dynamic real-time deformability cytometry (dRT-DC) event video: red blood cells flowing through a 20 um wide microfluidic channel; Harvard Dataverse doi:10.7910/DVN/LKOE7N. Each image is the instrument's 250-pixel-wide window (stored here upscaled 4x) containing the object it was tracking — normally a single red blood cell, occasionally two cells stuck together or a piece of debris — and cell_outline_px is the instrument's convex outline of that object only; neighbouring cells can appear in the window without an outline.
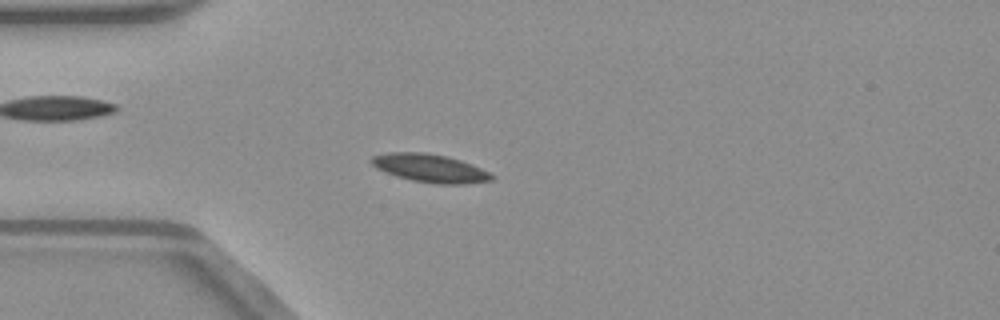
{"species": "common noctule bat (a hibernating species)", "species_latin": "Nyctalus noctula", "temperature_condition": "warm", "stored_images_in_passage": 52, "camera_frame_rate_fps": 3000, "um_per_image_px": 0.085, "animal": {"sex": "male", "body_mass_g": 23.1, "forearm_length_mm": 52.7}, "frame": {"image": 1, "passage_image": 14, "time_ms": 4.333, "image_size_px": [1000, 320], "cell_outline_px": [[496, 176], [492, 180], [468, 184], [436, 184], [412, 180], [396, 176], [384, 172], [376, 168], [368, 160], [372, 156], [388, 152], [428, 152], [448, 156], [460, 160], [480, 168]], "centroid_in_image_um": [36.53, 14.29], "position_along_channel_um": 48.5, "area_um2": 19.94}}
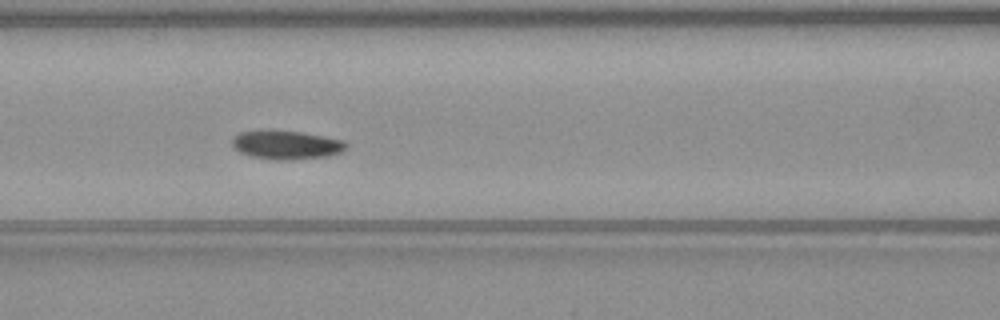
{"frame": {"image": 2, "passage_image": 22, "time_ms": 7.0, "image_size_px": [1000, 320], "cell_outline_px": [[348, 148], [340, 152], [328, 156], [292, 160], [272, 160], [252, 156], [240, 152], [232, 144], [232, 136], [240, 132], [300, 132], [324, 136], [344, 140], [348, 144]], "centroid_in_image_um": [24.4, 12.35], "position_along_channel_um": 142.2, "area_um2": 18.73}}
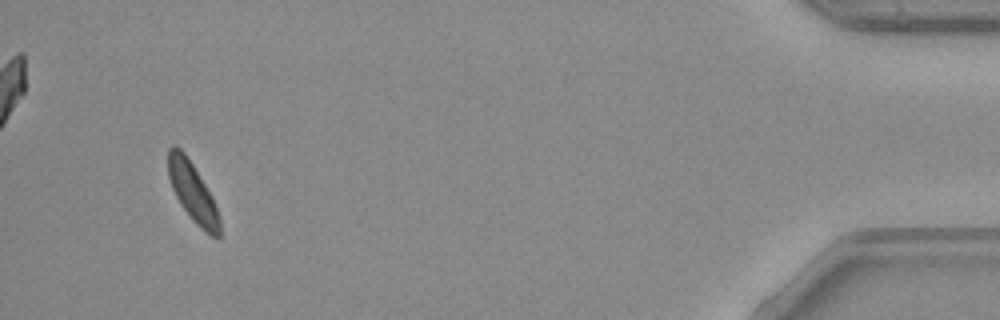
{"frame": {"image": 3, "passage_image": 49, "time_ms": 16.0, "image_size_px": [1000, 320], "cell_outline_px": [[220, 236], [216, 240], [200, 228], [192, 220], [180, 204], [172, 188], [168, 176], [168, 148], [172, 144], [176, 144], [184, 152], [192, 164], [212, 196], [220, 216]], "centroid_in_image_um": [16.38, 16.35], "position_along_channel_um": 418.8, "area_um2": 17.86}, "authors_computed_cell_mechanics": {"area_um2": 18.4382, "velocity_mm_per_s": 3.9776, "shape_relaxation_time_tau1_ms": 3.2311, "shape_relaxation_time_tau2_ms": null, "deformation_change_tau1": 0.0927, "deformation_change_tau2": null}}